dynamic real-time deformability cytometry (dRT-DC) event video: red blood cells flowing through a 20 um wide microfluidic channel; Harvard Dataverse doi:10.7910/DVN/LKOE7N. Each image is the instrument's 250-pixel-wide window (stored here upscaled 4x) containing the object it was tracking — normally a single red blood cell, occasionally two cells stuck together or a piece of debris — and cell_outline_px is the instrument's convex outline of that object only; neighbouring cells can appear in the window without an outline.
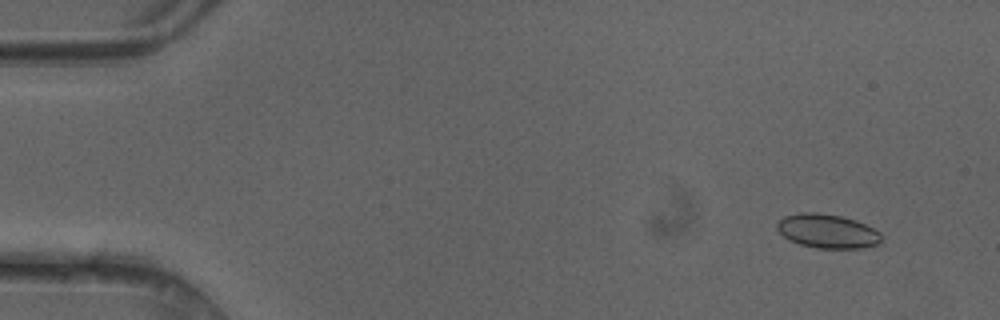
{"species": "common noctule bat (a hibernating species)", "species_latin": "Nyctalus noctula", "temperature_condition": "cold", "stored_images_in_passage": 49, "camera_frame_rate_fps": 3000, "um_per_image_px": 0.085, "animal": {"sex": "female"}, "frame": {"image": 1, "passage_image": 4, "time_ms": 1.0, "image_size_px": [1000, 320], "cell_outline_px": [[880, 244], [864, 248], [816, 248], [800, 244], [788, 240], [776, 228], [776, 224], [784, 216], [800, 212], [816, 212], [840, 216], [856, 220], [880, 232]], "centroid_in_image_um": [70.31, 19.65], "position_along_channel_um": 14.7, "area_um2": 20.69}}
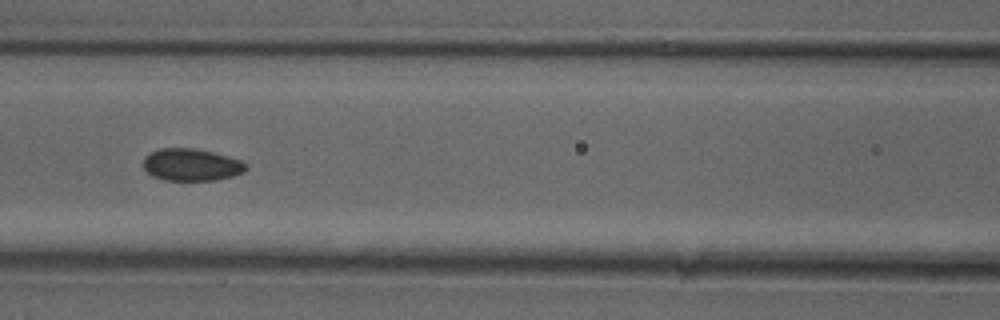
{"frame": {"image": 2, "passage_image": 22, "time_ms": 7.0, "image_size_px": [1000, 320], "cell_outline_px": [[248, 168], [244, 172], [232, 176], [216, 180], [164, 180], [152, 176], [144, 168], [144, 156], [160, 148], [196, 148], [212, 152], [240, 160], [248, 164]], "centroid_in_image_um": [16.28, 14.0], "position_along_channel_um": 150.3, "area_um2": 19.25}}
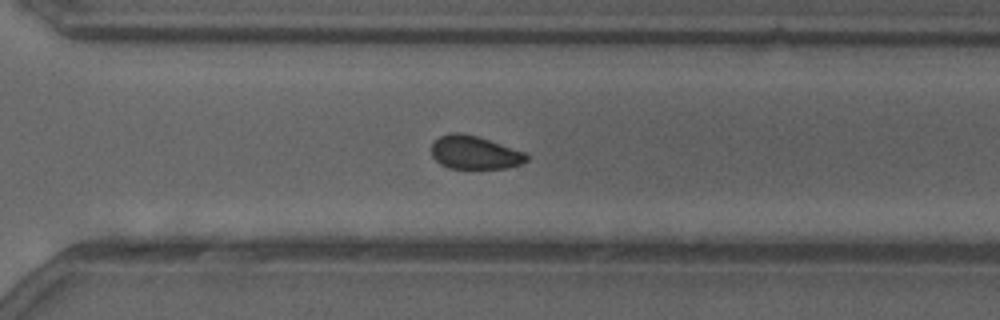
{"frame": {"image": 3, "passage_image": 35, "time_ms": 11.333, "image_size_px": [1000, 320], "cell_outline_px": [[528, 160], [520, 164], [508, 168], [448, 168], [440, 164], [432, 156], [432, 144], [440, 136], [452, 132], [460, 132], [476, 136], [524, 152], [528, 156]], "centroid_in_image_um": [40.32, 12.97], "position_along_channel_um": 330.3, "area_um2": 18.21}, "authors_computed_cell_mechanics": {"area_um2": 19.2474, "velocity_mm_per_s": 4.1738, "shape_relaxation_time_tau1_ms": 2.8362, "shape_relaxation_time_tau2_ms": 4.0053, "deformation_change_tau1": 0.0626, "deformation_change_tau2": 0.0711}}